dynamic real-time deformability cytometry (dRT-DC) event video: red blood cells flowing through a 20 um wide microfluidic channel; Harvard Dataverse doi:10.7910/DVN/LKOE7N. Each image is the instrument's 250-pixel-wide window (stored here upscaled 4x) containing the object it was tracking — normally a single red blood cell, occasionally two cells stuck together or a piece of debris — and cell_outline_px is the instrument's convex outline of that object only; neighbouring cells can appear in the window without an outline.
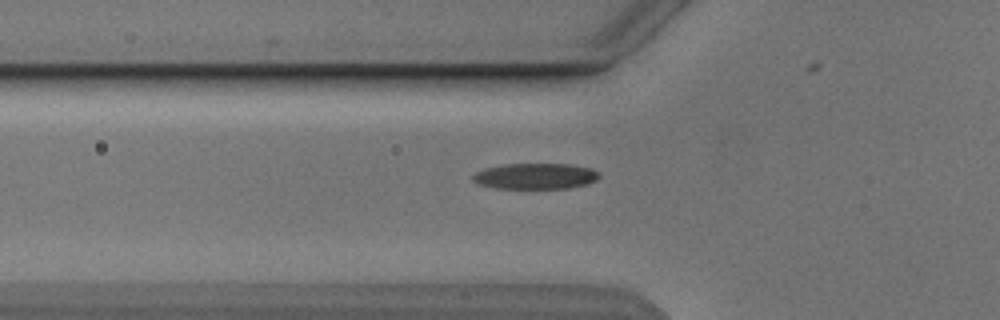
{"species": "Egyptian fruit bat (a non-hibernating species)", "species_latin": "Rousettus aegyptiacus", "temperature_condition": "cold", "stored_images_in_passage": 5, "camera_frame_rate_fps": 3000, "um_per_image_px": 0.085, "animal": {"sex": "male"}, "frame": {"image": 1, "passage_image": 5, "time_ms": 4.667, "image_size_px": [1000, 320], "cell_outline_px": [[600, 176], [596, 180], [588, 184], [568, 188], [496, 188], [480, 184], [472, 180], [472, 176], [476, 172], [484, 168], [504, 164], [572, 164], [592, 168], [600, 172]], "centroid_in_image_um": [45.55, 14.96], "position_along_channel_um": 80.3, "area_um2": 19.13}}